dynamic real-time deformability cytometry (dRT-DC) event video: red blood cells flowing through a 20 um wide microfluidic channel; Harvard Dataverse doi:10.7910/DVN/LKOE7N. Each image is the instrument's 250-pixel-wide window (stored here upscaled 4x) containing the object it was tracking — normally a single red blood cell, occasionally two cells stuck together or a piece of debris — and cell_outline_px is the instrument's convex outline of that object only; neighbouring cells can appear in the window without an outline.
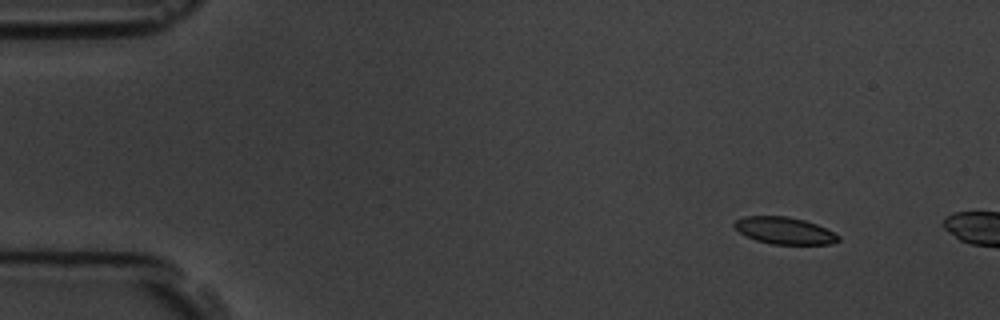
{"species": "common noctule bat (a hibernating species)", "species_latin": "Nyctalus noctula", "temperature_condition": "room temperature", "stored_images_in_passage": 3, "camera_frame_rate_fps": 3000, "um_per_image_px": 0.085, "animal": {"sex": "male", "body_mass_g": 19.5, "forearm_length_mm": 54.6}, "frame": {"image": 1, "passage_image": 1, "time_ms": 0.0, "image_size_px": [1000, 320], "cell_outline_px": [[840, 240], [832, 244], [772, 244], [756, 240], [740, 232], [732, 224], [736, 220], [744, 216], [788, 216], [804, 220], [816, 224], [840, 236]], "centroid_in_image_um": [66.68, 19.6], "position_along_channel_um": 18.3, "area_um2": 16.18}}